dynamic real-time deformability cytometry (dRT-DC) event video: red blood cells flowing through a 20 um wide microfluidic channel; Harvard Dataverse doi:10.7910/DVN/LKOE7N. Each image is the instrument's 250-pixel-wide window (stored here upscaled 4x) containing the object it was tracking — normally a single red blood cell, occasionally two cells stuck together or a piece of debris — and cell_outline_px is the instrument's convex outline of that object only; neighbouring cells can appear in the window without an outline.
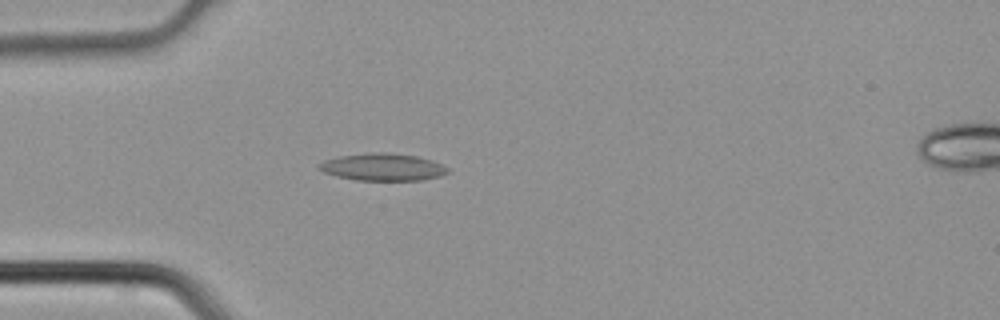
{"species": "common noctule bat (a hibernating species)", "species_latin": "Nyctalus noctula", "temperature_condition": "cold", "stored_images_in_passage": 5, "camera_frame_rate_fps": 3000, "um_per_image_px": 0.085, "animal": {"sex": "male", "body_mass_g": 21.5, "forearm_length_mm": 52.0}, "frame": {"image": 1, "passage_image": 4, "time_ms": 1.0, "image_size_px": [1000, 320], "cell_outline_px": [[448, 172], [440, 176], [420, 180], [356, 180], [336, 176], [324, 172], [316, 164], [324, 160], [340, 156], [372, 152], [384, 152], [416, 156], [432, 160], [448, 168]], "centroid_in_image_um": [32.51, 14.2], "position_along_channel_um": 52.5, "area_um2": 20.29}}